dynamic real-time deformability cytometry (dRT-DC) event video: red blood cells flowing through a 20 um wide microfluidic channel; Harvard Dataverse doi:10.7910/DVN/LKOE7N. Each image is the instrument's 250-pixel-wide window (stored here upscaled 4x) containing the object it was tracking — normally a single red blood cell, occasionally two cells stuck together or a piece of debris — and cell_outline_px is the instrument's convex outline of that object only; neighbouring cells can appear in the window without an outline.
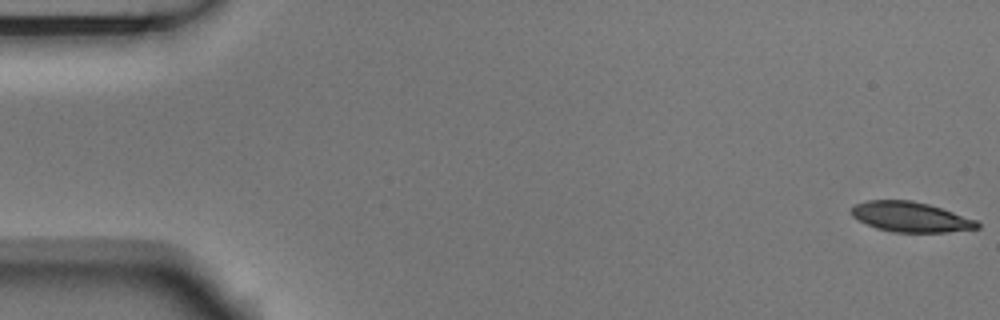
{"species": "Egyptian fruit bat (a non-hibernating species)", "species_latin": "Rousettus aegyptiacus", "temperature_condition": "room temperature", "stored_images_in_passage": 55, "camera_frame_rate_fps": 3000, "um_per_image_px": 0.085, "animal": {"sex": "male"}, "frame": {"image": 1, "passage_image": 1, "time_ms": 0.0, "image_size_px": [1000, 320], "cell_outline_px": [[980, 228], [948, 232], [896, 232], [876, 228], [852, 216], [852, 208], [856, 204], [868, 200], [912, 200], [928, 204], [976, 220], [980, 224]], "centroid_in_image_um": [77.42, 18.44], "position_along_channel_um": 7.6, "area_um2": 21.73}}
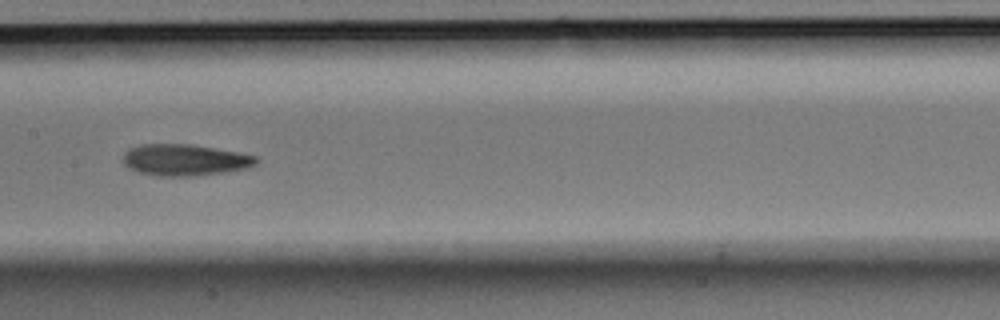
{"frame": {"image": 2, "passage_image": 27, "time_ms": 8.667, "image_size_px": [1000, 320], "cell_outline_px": [[260, 160], [256, 164], [248, 168], [224, 172], [196, 176], [156, 176], [140, 172], [128, 168], [120, 160], [124, 152], [128, 148], [140, 144], [192, 144], [236, 152], [256, 156]], "centroid_in_image_um": [15.66, 13.59], "position_along_channel_um": 191.7, "area_um2": 24.68}}
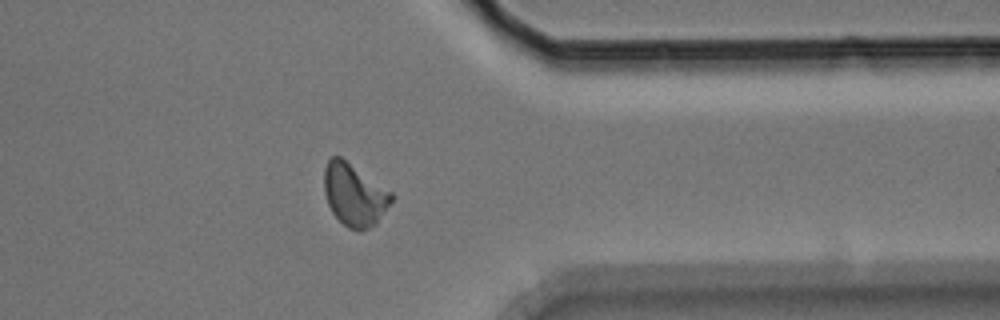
{"frame": {"image": 3, "passage_image": 43, "time_ms": 14.0, "image_size_px": [1000, 320], "cell_outline_px": [[392, 200], [376, 224], [360, 232], [348, 228], [332, 212], [328, 204], [324, 192], [324, 168], [328, 160], [332, 156], [340, 156], [392, 192]], "centroid_in_image_um": [30.1, 16.56], "position_along_channel_um": 381.3, "area_um2": 24.28}, "authors_computed_cell_mechanics": {"area_um2": 23.409, "velocity_mm_per_s": 3.7265, "shape_relaxation_time_tau1_ms": 3.3903, "shape_relaxation_time_tau2_ms": 3.7544, "deformation_change_tau1": 0.1512, "deformation_change_tau2": 0.1178}}